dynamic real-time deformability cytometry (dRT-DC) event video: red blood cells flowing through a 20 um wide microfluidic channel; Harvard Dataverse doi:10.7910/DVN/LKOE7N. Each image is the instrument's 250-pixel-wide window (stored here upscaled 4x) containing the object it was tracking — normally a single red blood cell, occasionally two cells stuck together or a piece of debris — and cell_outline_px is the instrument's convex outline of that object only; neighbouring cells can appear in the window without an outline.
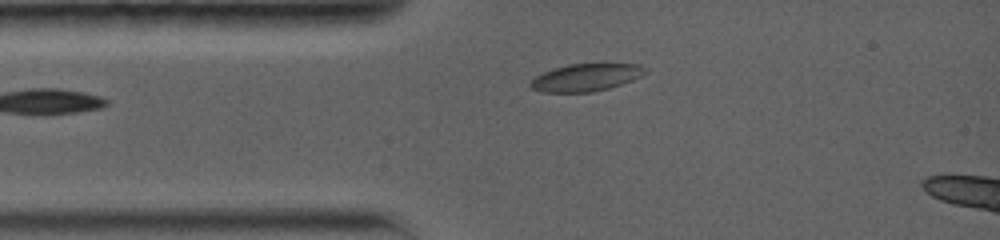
{"species": "common noctule bat (a hibernating species)", "species_latin": "Nyctalus noctula", "temperature_condition": "warm", "stored_images_in_passage": 3, "camera_frame_rate_fps": 5000, "um_per_image_px": 0.085, "animal": {"sex": "female", "body_mass_g": 19.0, "forearm_length_mm": 56.7}, "frame": {"image": 1, "passage_image": 3, "time_ms": 2.4, "image_size_px": [1000, 240], "cell_outline_px": [[648, 72], [632, 80], [608, 88], [592, 92], [544, 92], [532, 88], [528, 84], [536, 76], [544, 72], [568, 64], [640, 64], [648, 68]], "centroid_in_image_um": [49.84, 6.58], "position_along_channel_um": 35.2, "area_um2": 18.15}}